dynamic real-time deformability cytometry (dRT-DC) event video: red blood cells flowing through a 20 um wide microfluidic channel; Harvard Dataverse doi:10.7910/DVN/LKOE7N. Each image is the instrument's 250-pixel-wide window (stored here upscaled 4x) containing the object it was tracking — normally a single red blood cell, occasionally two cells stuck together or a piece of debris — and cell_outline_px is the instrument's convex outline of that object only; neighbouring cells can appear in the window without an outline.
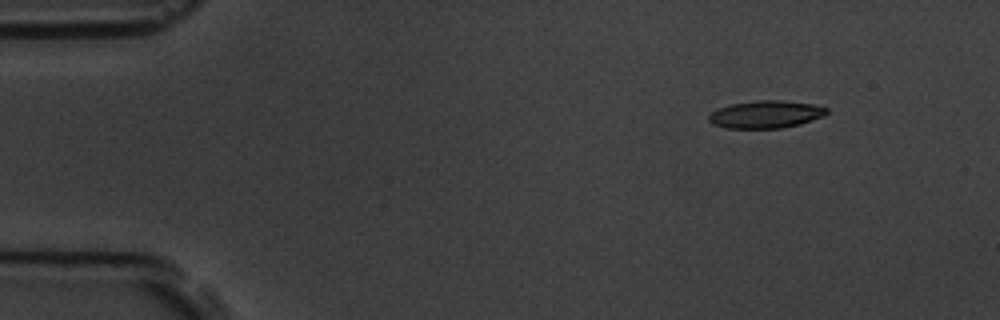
{"species": "common noctule bat (a hibernating species)", "species_latin": "Nyctalus noctula", "temperature_condition": "room temperature", "stored_images_in_passage": 8, "camera_frame_rate_fps": 3000, "um_per_image_px": 0.085, "animal": {"sex": "male", "body_mass_g": 19.5, "forearm_length_mm": 54.6}, "frame": {"image": 1, "passage_image": 2, "time_ms": 1.0, "image_size_px": [1000, 320], "cell_outline_px": [[828, 112], [824, 116], [800, 124], [780, 128], [724, 128], [712, 124], [708, 120], [708, 116], [712, 112], [720, 108], [732, 104], [756, 100], [780, 100], [812, 104], [828, 108]], "centroid_in_image_um": [65.09, 9.72], "position_along_channel_um": 19.9, "area_um2": 18.84}}
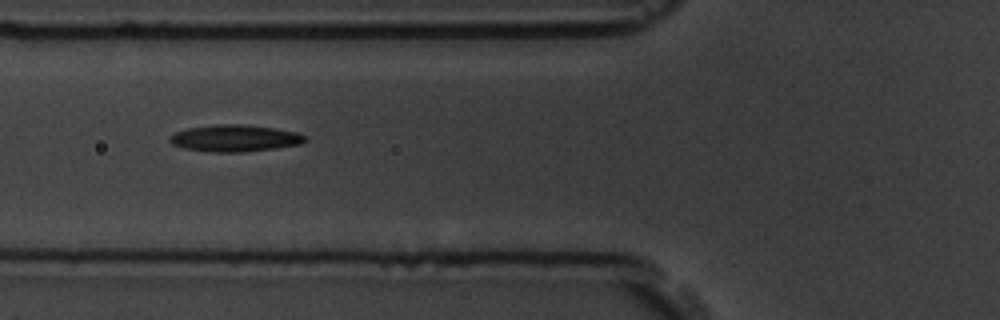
{"frame": {"image": 2, "passage_image": 6, "time_ms": 5.667, "image_size_px": [1000, 320], "cell_outline_px": [[308, 140], [300, 144], [276, 148], [244, 152], [212, 152], [184, 148], [172, 144], [168, 140], [168, 136], [176, 132], [188, 128], [216, 124], [240, 124], [276, 128], [296, 132], [304, 136]], "centroid_in_image_um": [19.95, 11.75], "position_along_channel_um": 105.9, "area_um2": 21.15}}
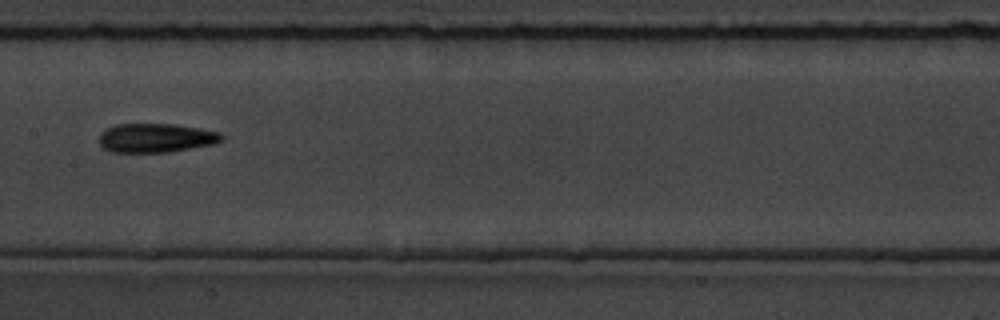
{"frame": {"image": 3, "passage_image": 8, "time_ms": 8.0, "image_size_px": [1000, 320], "cell_outline_px": [[224, 136], [216, 144], [168, 152], [112, 152], [104, 148], [100, 144], [100, 132], [116, 124], [172, 124], [200, 128], [220, 132]], "centroid_in_image_um": [13.27, 11.72], "position_along_channel_um": 194.1, "area_um2": 20.69}}